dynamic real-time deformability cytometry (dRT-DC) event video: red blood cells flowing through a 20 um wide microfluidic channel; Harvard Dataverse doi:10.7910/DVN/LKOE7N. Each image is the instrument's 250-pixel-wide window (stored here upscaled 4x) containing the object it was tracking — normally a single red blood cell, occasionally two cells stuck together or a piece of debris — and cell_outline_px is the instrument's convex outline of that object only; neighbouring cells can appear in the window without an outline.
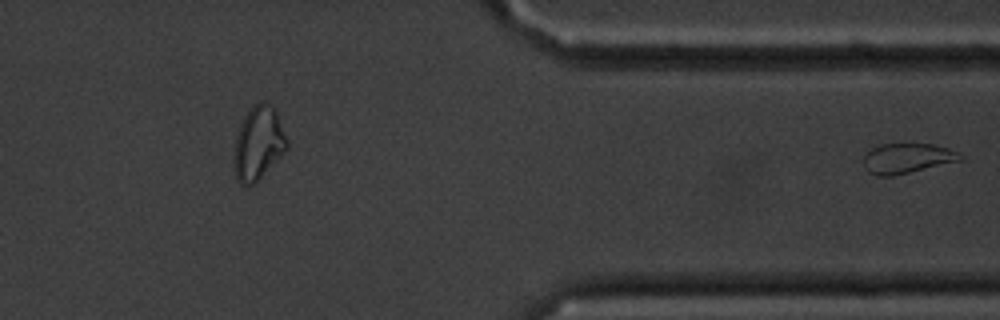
{"species": "common noctule bat (a hibernating species)", "species_latin": "Nyctalus noctula", "temperature_condition": "cold", "stored_images_in_passage": 39, "segment_of_instrument_passage": [2, 2], "camera_frame_rate_fps": 3000, "um_per_image_px": 0.085, "animal": {"sex": "male", "body_mass_g": 20.1, "forearm_length_mm": 53.5}, "frame": {"image": 1, "passage_image": 39, "time_ms": 12.667, "image_size_px": [1000, 320], "cell_outline_px": [[964, 160], [892, 176], [876, 176], [868, 172], [864, 164], [864, 156], [872, 148], [880, 144], [932, 144], [948, 148], [960, 152], [964, 156]], "centroid_in_image_um": [77.15, 13.46], "position_along_channel_um": 334.2, "area_um2": 16.99}}